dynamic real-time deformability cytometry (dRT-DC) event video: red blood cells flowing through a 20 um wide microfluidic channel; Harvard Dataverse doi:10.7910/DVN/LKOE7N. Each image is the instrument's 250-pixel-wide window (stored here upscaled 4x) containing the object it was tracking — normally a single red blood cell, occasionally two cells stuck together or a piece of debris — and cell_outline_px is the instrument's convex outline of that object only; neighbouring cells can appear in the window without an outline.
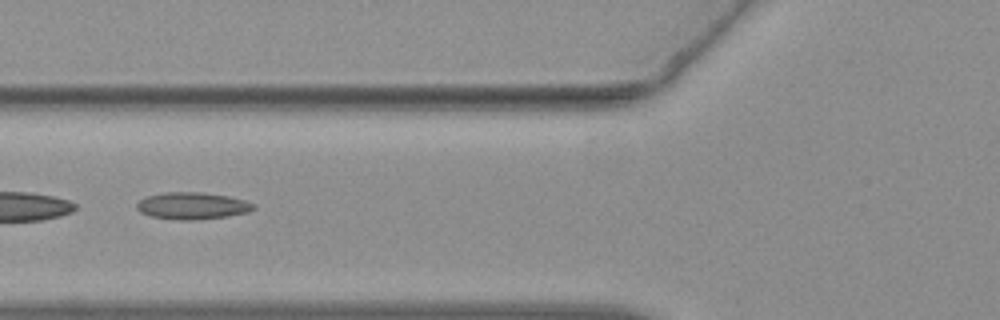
{"species": "common noctule bat (a hibernating species)", "species_latin": "Nyctalus noctula", "temperature_condition": "warm", "stored_images_in_passage": 40, "camera_frame_rate_fps": 3000, "um_per_image_px": 0.085, "animal": {"sex": "female", "body_mass_g": 19.3, "forearm_length_mm": 54.1}, "frame": {"image": 1, "passage_image": 20, "time_ms": 6.333, "image_size_px": [1000, 320], "cell_outline_px": [[256, 208], [248, 212], [228, 216], [196, 220], [180, 220], [152, 216], [140, 212], [136, 208], [136, 204], [140, 200], [148, 196], [168, 192], [200, 192], [228, 196], [244, 200], [256, 204]], "centroid_in_image_um": [16.38, 17.49], "position_along_channel_um": 109.4, "area_um2": 18.26}}
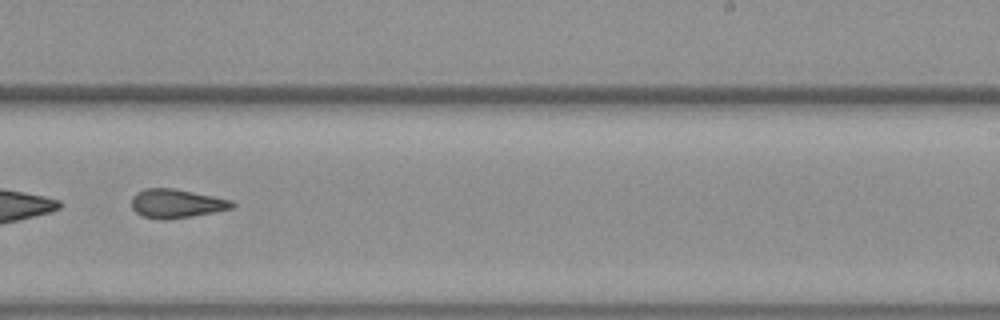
{"frame": {"image": 2, "passage_image": 33, "time_ms": 10.667, "image_size_px": [1000, 320], "cell_outline_px": [[236, 204], [232, 208], [192, 216], [168, 220], [160, 220], [144, 216], [136, 212], [132, 208], [132, 196], [136, 192], [144, 188], [172, 188], [232, 200]], "centroid_in_image_um": [14.96, 17.3], "position_along_channel_um": 274.0, "area_um2": 16.82}}
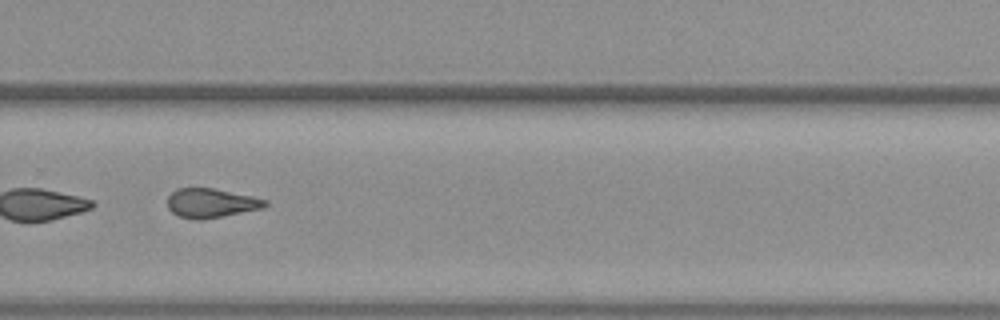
{"frame": {"image": 3, "passage_image": 36, "time_ms": 11.667, "image_size_px": [1000, 320], "cell_outline_px": [[268, 204], [264, 208], [200, 220], [192, 220], [180, 216], [172, 212], [168, 208], [168, 196], [176, 188], [212, 188], [252, 196], [268, 200]], "centroid_in_image_um": [17.94, 17.26], "position_along_channel_um": 311.9, "area_um2": 16.59}}